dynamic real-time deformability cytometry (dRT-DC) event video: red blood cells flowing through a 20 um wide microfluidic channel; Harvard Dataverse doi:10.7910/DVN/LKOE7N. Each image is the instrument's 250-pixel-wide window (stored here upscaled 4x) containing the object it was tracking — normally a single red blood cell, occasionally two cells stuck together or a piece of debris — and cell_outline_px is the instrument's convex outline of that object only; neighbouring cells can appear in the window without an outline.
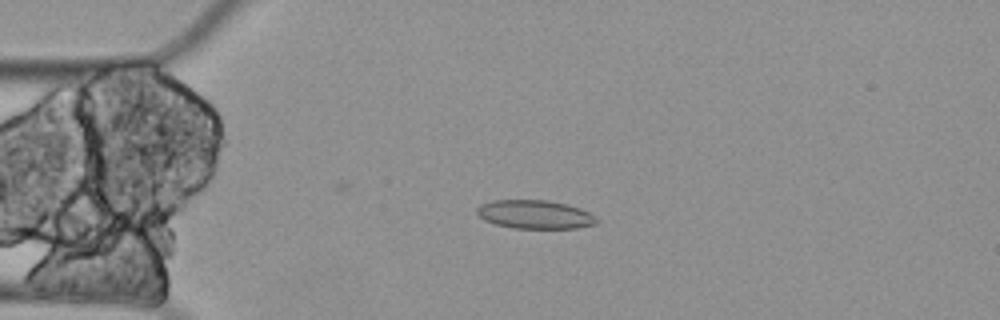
{"species": "Egyptian fruit bat (a non-hibernating species)", "species_latin": "Rousettus aegyptiacus", "temperature_condition": "cold", "stored_images_in_passage": 6, "camera_frame_rate_fps": 3000, "um_per_image_px": 0.085, "animal": {"sex": "female"}, "frame": {"image": 1, "passage_image": 3, "time_ms": 0.667, "image_size_px": [1000, 320], "cell_outline_px": [[600, 220], [596, 224], [576, 228], [512, 228], [496, 224], [484, 220], [476, 212], [476, 208], [480, 204], [496, 200], [548, 200], [580, 208], [588, 212]], "centroid_in_image_um": [45.46, 18.23], "position_along_channel_um": 39.5, "area_um2": 19.88}}
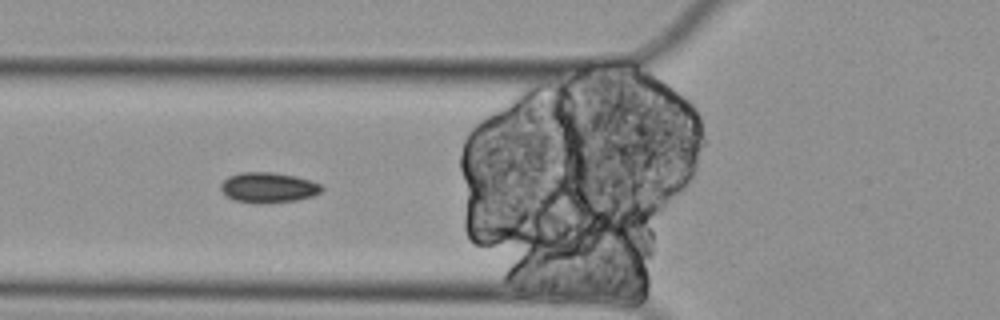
{"frame": {"image": 2, "passage_image": 5, "time_ms": 1.333, "image_size_px": [1000, 320], "cell_outline_px": [[324, 188], [320, 192], [312, 196], [296, 200], [236, 200], [228, 196], [220, 188], [220, 184], [228, 176], [240, 172], [272, 172], [296, 176], [320, 184]], "centroid_in_image_um": [22.82, 15.87], "position_along_channel_um": 103.0, "area_um2": 16.82}}
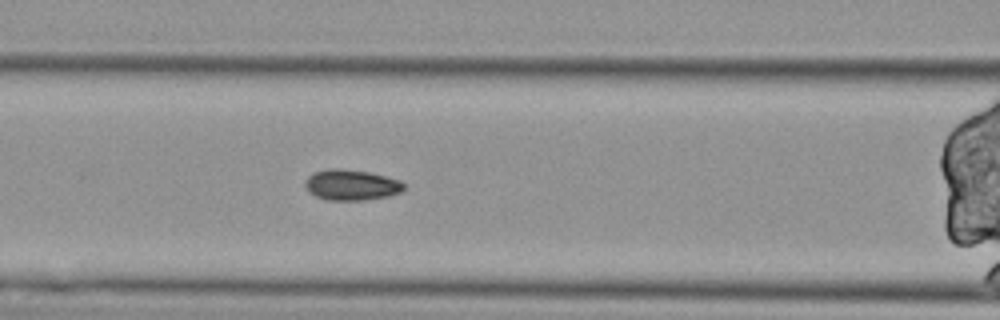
{"frame": {"image": 3, "passage_image": 6, "time_ms": 1.667, "image_size_px": [1000, 320], "cell_outline_px": [[404, 192], [388, 196], [364, 200], [328, 200], [316, 196], [308, 192], [304, 184], [304, 180], [312, 172], [328, 168], [340, 168], [368, 172], [400, 180], [404, 184]], "centroid_in_image_um": [29.84, 15.71], "position_along_channel_um": 136.8, "area_um2": 17.86}}